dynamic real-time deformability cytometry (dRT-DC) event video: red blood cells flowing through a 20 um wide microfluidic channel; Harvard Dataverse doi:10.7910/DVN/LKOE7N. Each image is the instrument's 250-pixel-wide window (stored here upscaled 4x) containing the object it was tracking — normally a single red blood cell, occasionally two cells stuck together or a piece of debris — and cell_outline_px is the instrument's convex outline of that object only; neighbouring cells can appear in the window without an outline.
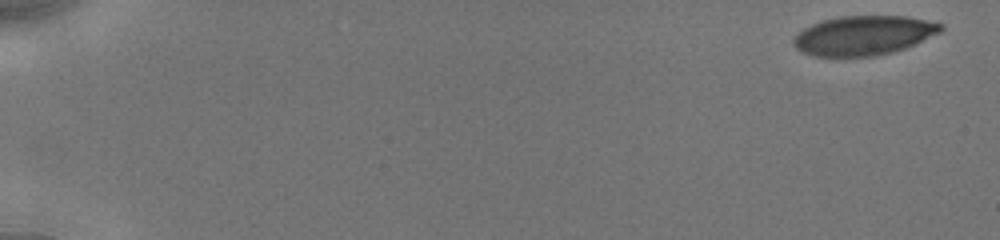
{"species": "human", "species_latin": "Homo sapiens", "temperature_condition": "cold", "stored_images_in_passage": 9, "camera_frame_rate_fps": 3000, "um_per_image_px": 0.085, "donor": {"sex": "male"}, "frame": {"image": 1, "passage_image": 1, "time_ms": 0.0, "image_size_px": [1000, 240], "cell_outline_px": [[944, 28], [940, 32], [904, 48], [892, 52], [872, 56], [816, 56], [804, 52], [796, 48], [792, 44], [792, 40], [804, 28], [820, 20], [840, 16], [908, 16], [944, 24]], "centroid_in_image_um": [73.4, 3.0], "position_along_channel_um": 11.6, "area_um2": 33.58}}
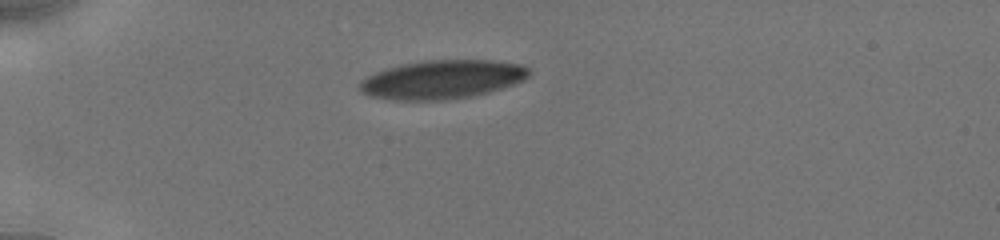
{"frame": {"image": 2, "passage_image": 7, "time_ms": 4.667, "image_size_px": [1000, 240], "cell_outline_px": [[532, 72], [524, 80], [488, 92], [468, 96], [440, 100], [392, 100], [372, 96], [360, 92], [360, 80], [384, 68], [400, 64], [424, 60], [492, 60], [520, 64], [528, 68]], "centroid_in_image_um": [37.56, 6.74], "position_along_channel_um": 47.4, "area_um2": 38.09}}
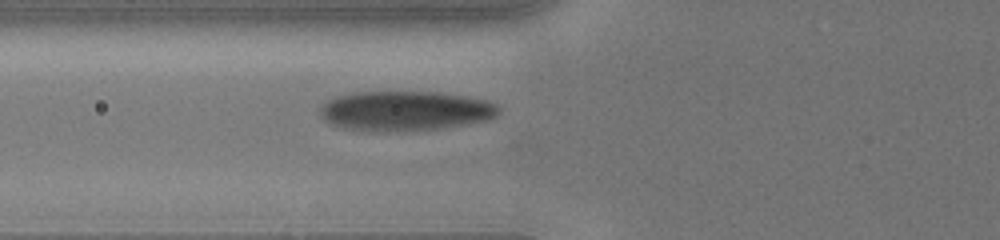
{"frame": {"image": 3, "passage_image": 9, "time_ms": 6.667, "image_size_px": [1000, 240], "cell_outline_px": [[500, 112], [496, 116], [488, 120], [440, 128], [348, 128], [332, 124], [324, 120], [320, 116], [320, 108], [328, 100], [336, 96], [356, 92], [436, 92], [464, 96], [488, 100], [496, 104], [500, 108]], "centroid_in_image_um": [34.5, 9.36], "position_along_channel_um": 91.3, "area_um2": 39.82}}